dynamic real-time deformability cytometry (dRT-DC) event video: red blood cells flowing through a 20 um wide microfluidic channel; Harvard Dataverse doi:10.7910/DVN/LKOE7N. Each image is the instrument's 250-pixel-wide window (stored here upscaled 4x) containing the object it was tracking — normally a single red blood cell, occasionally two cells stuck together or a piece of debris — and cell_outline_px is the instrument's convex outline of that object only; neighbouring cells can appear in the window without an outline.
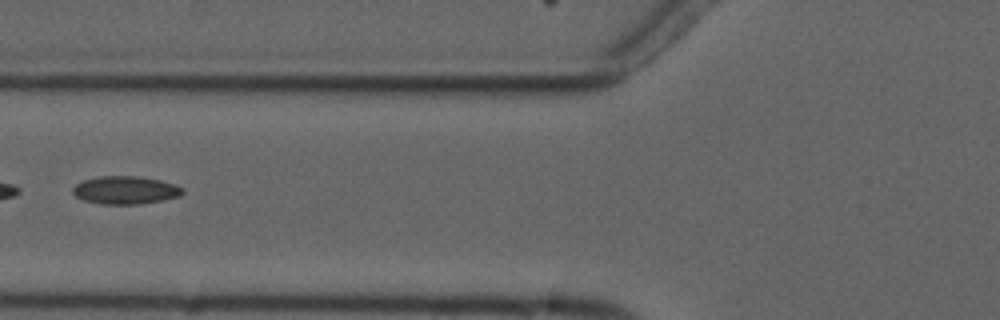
{"species": "common noctule bat (a hibernating species)", "species_latin": "Nyctalus noctula", "temperature_condition": "cold", "stored_images_in_passage": 7, "camera_frame_rate_fps": 3000, "um_per_image_px": 0.085, "animal": {"sex": "male", "forearm_length_mm": 52.5}, "frame": {"image": 1, "passage_image": 7, "time_ms": 7.0, "image_size_px": [1000, 320], "cell_outline_px": [[184, 192], [180, 196], [164, 200], [140, 204], [100, 204], [84, 200], [76, 196], [72, 192], [72, 188], [76, 184], [84, 180], [100, 176], [136, 176], [160, 180], [176, 184], [184, 188]], "centroid_in_image_um": [10.69, 16.16], "position_along_channel_um": 115.1, "area_um2": 17.98}}